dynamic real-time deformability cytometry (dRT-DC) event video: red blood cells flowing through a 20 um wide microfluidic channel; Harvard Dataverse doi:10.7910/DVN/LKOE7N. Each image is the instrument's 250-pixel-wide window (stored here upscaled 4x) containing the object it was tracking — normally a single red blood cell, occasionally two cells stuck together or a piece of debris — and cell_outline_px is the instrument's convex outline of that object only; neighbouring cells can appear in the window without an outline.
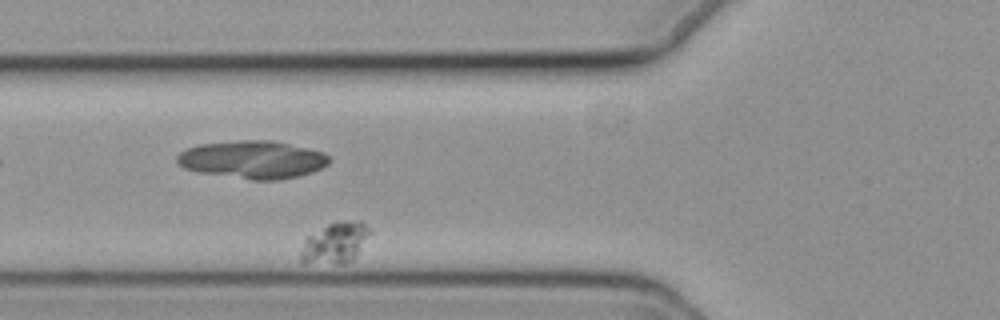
{"species": "common noctule bat (a hibernating species)", "species_latin": "Nyctalus noctula", "temperature_condition": "cold", "stored_images_in_passage": 35, "camera_frame_rate_fps": 3000, "um_per_image_px": 0.085, "animal": {"sex": "female", "body_mass_g": 19.3, "forearm_length_mm": 54.1}, "frame": {"image": 1, "passage_image": 3, "time_ms": 0.667, "image_size_px": [1000, 320], "cell_outline_px": [[372, 232], [352, 260], [344, 264], [336, 264], [300, 260], [300, 252], [304, 240], [308, 236], [328, 224], [344, 220], [360, 220], [372, 228]], "centroid_in_image_um": [28.54, 20.6], "position_along_channel_um": 97.3, "area_um2": 16.36}}
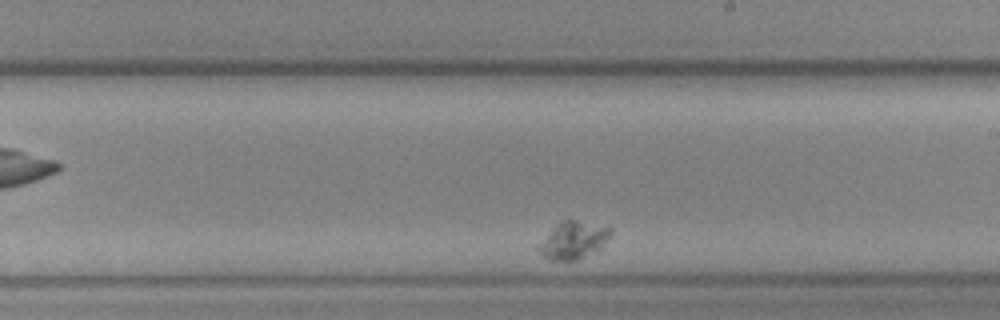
{"frame": {"image": 2, "passage_image": 18, "time_ms": 5.667, "image_size_px": [1000, 320], "cell_outline_px": [[612, 232], [600, 248], [596, 252], [576, 260], [552, 260], [544, 256], [536, 248], [556, 224], [560, 220], [576, 220], [612, 228]], "centroid_in_image_um": [48.74, 20.42], "position_along_channel_um": 240.3, "area_um2": 15.37}}
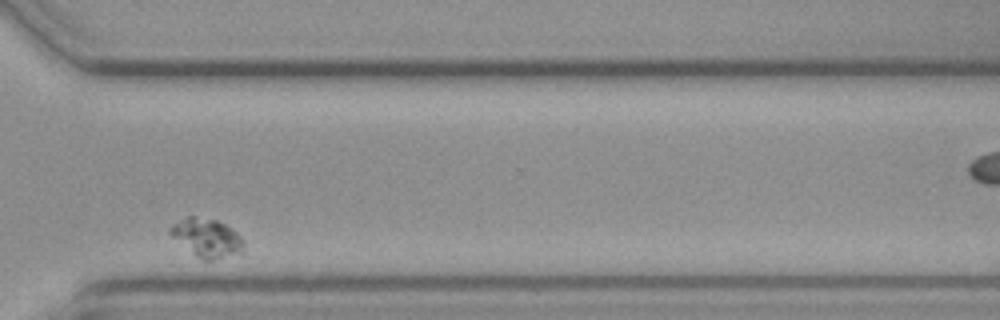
{"frame": {"image": 3, "passage_image": 29, "time_ms": 9.333, "image_size_px": [1000, 320], "cell_outline_px": [[244, 252], [212, 260], [200, 260], [172, 236], [168, 232], [168, 228], [172, 224], [188, 216], [192, 216], [216, 220], [224, 224], [236, 232], [244, 240]], "centroid_in_image_um": [17.58, 20.23], "position_along_channel_um": 353.0, "area_um2": 16.42}}